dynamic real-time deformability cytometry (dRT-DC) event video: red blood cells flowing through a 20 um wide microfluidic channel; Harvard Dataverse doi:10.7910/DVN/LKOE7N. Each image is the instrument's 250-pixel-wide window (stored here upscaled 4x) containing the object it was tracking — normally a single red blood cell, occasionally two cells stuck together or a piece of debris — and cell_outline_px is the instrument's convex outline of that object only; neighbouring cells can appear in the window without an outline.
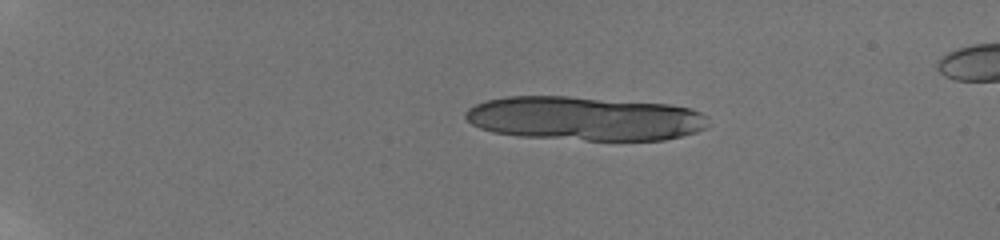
{"species": "human", "species_latin": "Homo sapiens", "temperature_condition": "room temperature", "stored_images_in_passage": 26, "camera_frame_rate_fps": 3000, "um_per_image_px": 0.085, "donor": {"sex": "male"}, "frame": {"image": 1, "passage_image": 1, "time_ms": 0.0, "image_size_px": [1000, 240], "cell_outline_px": [[708, 128], [696, 132], [664, 140], [584, 140], [516, 136], [492, 132], [480, 128], [472, 124], [464, 116], [464, 112], [468, 108], [476, 104], [488, 100], [504, 96], [568, 96], [668, 104], [692, 108], [708, 116]], "centroid_in_image_um": [49.71, 10.07], "position_along_channel_um": 35.3, "area_um2": 62.71}}
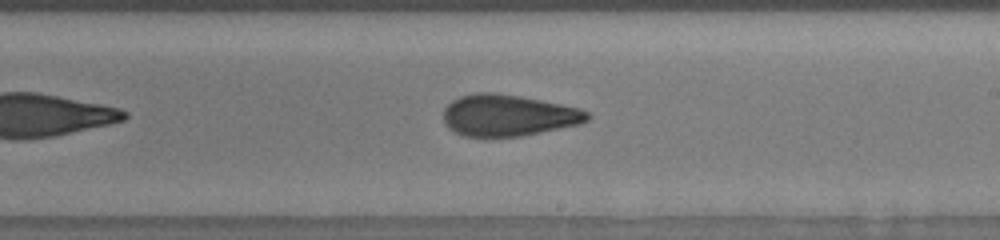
{"frame": {"image": 2, "passage_image": 16, "time_ms": 8.667, "image_size_px": [1000, 240], "cell_outline_px": [[592, 116], [588, 120], [580, 124], [520, 136], [464, 136], [448, 128], [444, 124], [444, 108], [452, 100], [460, 96], [476, 92], [496, 92], [520, 96], [580, 108], [588, 112]], "centroid_in_image_um": [43.19, 9.79], "position_along_channel_um": 245.8, "area_um2": 34.74}}
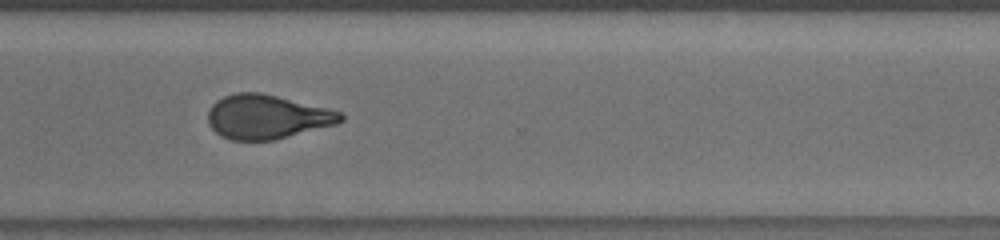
{"frame": {"image": 3, "passage_image": 20, "time_ms": 11.333, "image_size_px": [1000, 240], "cell_outline_px": [[344, 120], [336, 124], [272, 140], [232, 140], [220, 136], [208, 124], [208, 108], [216, 100], [224, 96], [236, 92], [260, 92], [328, 108], [340, 112], [344, 116]], "centroid_in_image_um": [22.66, 9.92], "position_along_channel_um": 347.9, "area_um2": 34.04}, "authors_computed_cell_mechanics": {"area_um2": 35.1424, "velocity_mm_per_s": 3.8368, "shape_relaxation_time_tau1_ms": 6.5286, "shape_relaxation_time_tau2_ms": 1.7964, "deformation_change_tau1": 0.1965, "deformation_change_tau2": 0.0869}}